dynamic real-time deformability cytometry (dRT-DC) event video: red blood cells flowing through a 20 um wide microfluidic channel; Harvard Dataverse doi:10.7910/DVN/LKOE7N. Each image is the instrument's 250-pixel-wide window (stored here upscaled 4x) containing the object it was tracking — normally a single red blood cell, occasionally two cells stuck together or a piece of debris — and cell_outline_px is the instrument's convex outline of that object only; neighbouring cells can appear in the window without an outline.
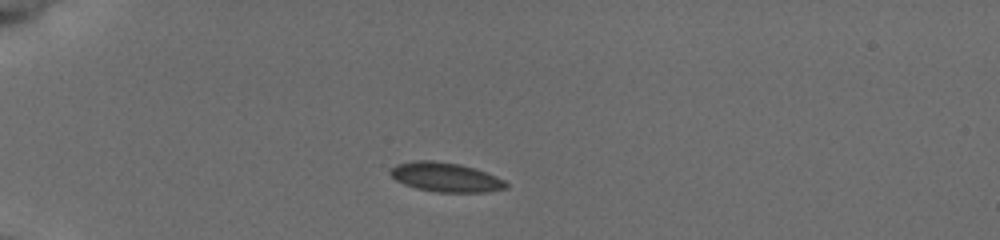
{"species": "common noctule bat (a hibernating species)", "species_latin": "Nyctalus noctula", "temperature_condition": "cold", "stored_images_in_passage": 41, "camera_frame_rate_fps": 3000, "um_per_image_px": 0.085, "animal": {"sex": "female", "body_mass_g": 19.5, "forearm_length_mm": 54.1}, "frame": {"image": 1, "passage_image": 1, "time_ms": 0.0, "image_size_px": [1000, 240], "cell_outline_px": [[508, 188], [484, 192], [436, 192], [416, 188], [404, 184], [396, 180], [388, 172], [396, 164], [412, 160], [432, 160], [460, 164], [496, 176], [504, 180], [508, 184]], "centroid_in_image_um": [37.85, 15.06], "position_along_channel_um": 47.1, "area_um2": 19.71}}
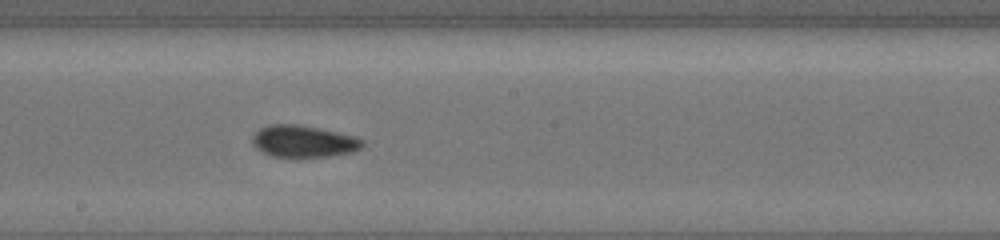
{"frame": {"image": 2, "passage_image": 18, "time_ms": 5.667, "image_size_px": [1000, 240], "cell_outline_px": [[364, 144], [360, 148], [352, 152], [332, 156], [296, 160], [272, 156], [256, 148], [252, 144], [252, 136], [260, 128], [268, 124], [296, 124], [320, 128], [352, 136], [364, 140]], "centroid_in_image_um": [25.77, 12.05], "position_along_channel_um": 222.4, "area_um2": 21.1}}
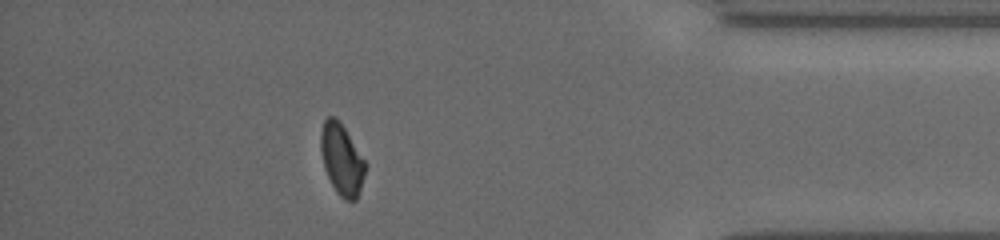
{"frame": {"image": 3, "passage_image": 35, "time_ms": 11.333, "image_size_px": [1000, 240], "cell_outline_px": [[368, 164], [356, 200], [344, 200], [336, 192], [324, 168], [320, 148], [320, 132], [324, 120], [328, 116], [336, 116], [340, 120]], "centroid_in_image_um": [29.05, 13.51], "position_along_channel_um": 406.2, "area_um2": 18.73}, "authors_computed_cell_mechanics": {"area_um2": 19.5364, "velocity_mm_per_s": 3.7647, "shape_relaxation_time_tau1_ms": 1.5208, "shape_relaxation_time_tau2_ms": 4.4708, "deformation_change_tau1": 0.0562, "deformation_change_tau2": 0.0845}}